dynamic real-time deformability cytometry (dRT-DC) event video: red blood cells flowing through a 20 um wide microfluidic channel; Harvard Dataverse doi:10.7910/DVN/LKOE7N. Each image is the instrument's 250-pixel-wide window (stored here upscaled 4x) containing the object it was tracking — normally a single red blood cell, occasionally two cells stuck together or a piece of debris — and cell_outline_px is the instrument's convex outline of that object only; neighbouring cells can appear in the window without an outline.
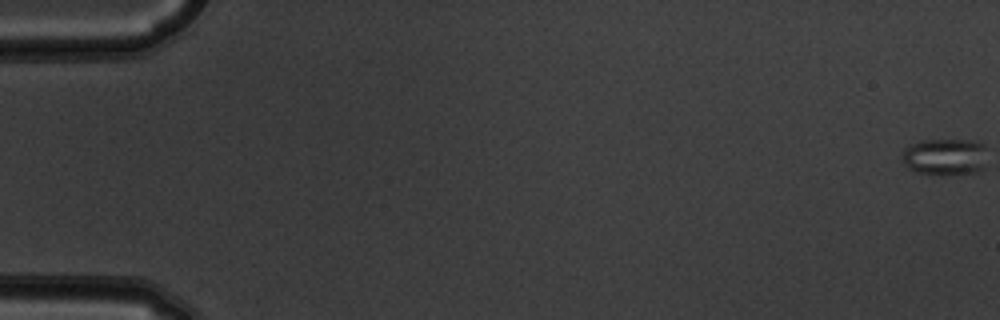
{"species": "common noctule bat (a hibernating species)", "species_latin": "Nyctalus noctula", "temperature_condition": "warm", "stored_images_in_passage": 3, "camera_frame_rate_fps": 3000, "um_per_image_px": 0.085, "animal": {"sex": "male", "body_mass_g": 19.5, "forearm_length_mm": 54.6}, "frame": {"image": 1, "passage_image": 1, "time_ms": 0.0, "image_size_px": [1000, 320], "cell_outline_px": [[984, 168], [980, 172], [940, 176], [920, 172], [908, 168], [904, 164], [904, 152], [912, 144], [920, 140], [968, 140], [984, 144]], "centroid_in_image_um": [80.36, 13.35], "position_along_channel_um": 4.6, "area_um2": 18.15}}